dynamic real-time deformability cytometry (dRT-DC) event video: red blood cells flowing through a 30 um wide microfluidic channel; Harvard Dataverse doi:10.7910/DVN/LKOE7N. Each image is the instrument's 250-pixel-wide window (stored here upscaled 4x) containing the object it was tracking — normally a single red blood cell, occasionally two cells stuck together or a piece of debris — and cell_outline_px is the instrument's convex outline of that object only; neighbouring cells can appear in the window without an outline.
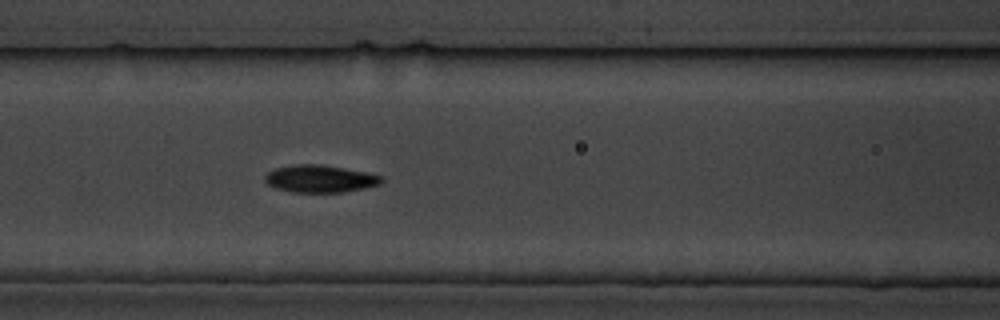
{"species": "common noctule bat (a hibernating species)", "species_latin": "Nyctalus noctula", "temperature_condition": "cold", "stored_images_in_passage": 6, "camera_frame_rate_fps": 3000, "um_per_image_px": 0.085, "animal": {"sex": "male", "body_mass_g": 19.5, "forearm_length_mm": 54.6}, "frame": {"image": 1, "passage_image": 6, "time_ms": 6.667, "image_size_px": [1000, 320], "cell_outline_px": [[384, 180], [380, 184], [364, 188], [344, 192], [292, 192], [276, 188], [268, 184], [264, 180], [264, 176], [268, 172], [276, 168], [296, 164], [320, 164], [344, 168], [384, 176]], "centroid_in_image_um": [27.21, 15.19], "position_along_channel_um": 139.4, "area_um2": 18.55}}